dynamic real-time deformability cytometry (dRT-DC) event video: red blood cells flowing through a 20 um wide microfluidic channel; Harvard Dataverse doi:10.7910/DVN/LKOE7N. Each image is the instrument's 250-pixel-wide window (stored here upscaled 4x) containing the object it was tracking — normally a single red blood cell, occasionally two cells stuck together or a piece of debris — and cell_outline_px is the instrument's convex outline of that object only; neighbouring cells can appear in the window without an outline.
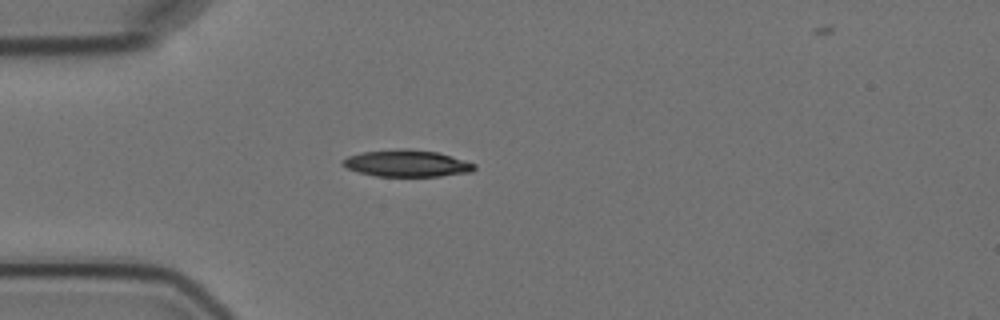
{"species": "Egyptian fruit bat (a non-hibernating species)", "species_latin": "Rousettus aegyptiacus", "temperature_condition": "cold", "stored_images_in_passage": 6, "camera_frame_rate_fps": 3000, "um_per_image_px": 0.085, "animal": {"sex": "female"}, "frame": {"image": 1, "passage_image": 5, "time_ms": 5.0, "image_size_px": [1000, 320], "cell_outline_px": [[476, 168], [472, 172], [440, 176], [376, 176], [360, 172], [348, 168], [340, 164], [340, 160], [348, 156], [364, 152], [400, 148], [404, 148], [436, 152], [476, 164]], "centroid_in_image_um": [34.56, 13.89], "position_along_channel_um": 50.4, "area_um2": 20.4}}